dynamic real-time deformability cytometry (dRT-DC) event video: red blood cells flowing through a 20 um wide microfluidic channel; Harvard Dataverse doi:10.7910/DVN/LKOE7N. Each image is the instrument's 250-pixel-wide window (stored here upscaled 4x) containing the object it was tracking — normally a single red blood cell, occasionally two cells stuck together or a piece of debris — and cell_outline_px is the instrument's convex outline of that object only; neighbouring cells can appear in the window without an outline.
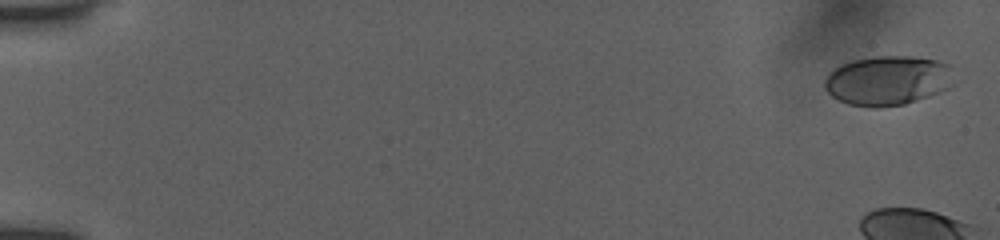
{"species": "human", "species_latin": "Homo sapiens", "temperature_condition": "room temperature", "stored_images_in_passage": 11, "camera_frame_rate_fps": 3000, "um_per_image_px": 0.085, "donor": {"sex": "female"}, "frame": {"image": 1, "passage_image": 2, "time_ms": 0.333, "image_size_px": [1000, 240], "cell_outline_px": [[956, 84], [940, 92], [904, 104], [876, 108], [872, 108], [848, 104], [832, 96], [824, 88], [824, 80], [828, 72], [840, 64], [852, 60], [876, 56], [912, 56], [940, 60], [948, 64]], "centroid_in_image_um": [75.46, 6.84], "position_along_channel_um": 9.5, "area_um2": 37.8}}